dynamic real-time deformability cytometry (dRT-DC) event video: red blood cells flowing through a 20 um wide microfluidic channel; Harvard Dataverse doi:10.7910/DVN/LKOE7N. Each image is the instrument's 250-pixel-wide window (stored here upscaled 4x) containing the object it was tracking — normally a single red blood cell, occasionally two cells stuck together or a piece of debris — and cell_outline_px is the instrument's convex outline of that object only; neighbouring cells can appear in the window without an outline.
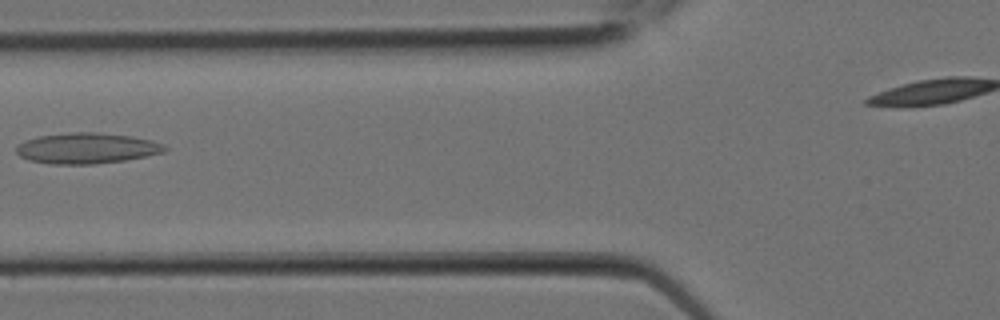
{"species": "Egyptian fruit bat (a non-hibernating species)", "species_latin": "Rousettus aegyptiacus", "temperature_condition": "room temperature", "stored_images_in_passage": 6, "camera_frame_rate_fps": 3000, "um_per_image_px": 0.085, "animal": {"sex": "female"}, "frame": {"image": 1, "passage_image": 4, "time_ms": 1.0, "image_size_px": [1000, 320], "cell_outline_px": [[168, 148], [164, 152], [124, 160], [92, 164], [48, 164], [28, 160], [20, 156], [16, 152], [16, 144], [24, 140], [40, 136], [72, 132], [100, 132], [132, 136], [152, 140], [164, 144]], "centroid_in_image_um": [7.35, 12.59], "position_along_channel_um": 118.5, "area_um2": 26.7}}
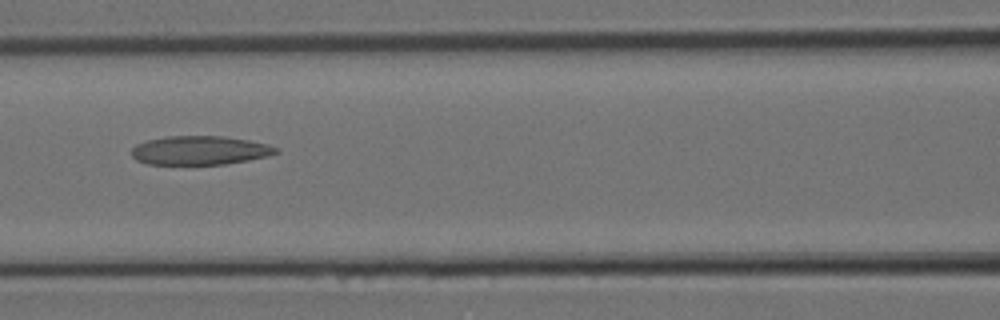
{"frame": {"image": 2, "passage_image": 5, "time_ms": 1.333, "image_size_px": [1000, 320], "cell_outline_px": [[280, 152], [268, 156], [248, 160], [224, 164], [148, 164], [136, 160], [132, 156], [132, 148], [136, 144], [148, 140], [168, 136], [224, 136], [248, 140], [268, 144], [280, 148]], "centroid_in_image_um": [17.02, 12.78], "position_along_channel_um": 149.6, "area_um2": 24.33}}
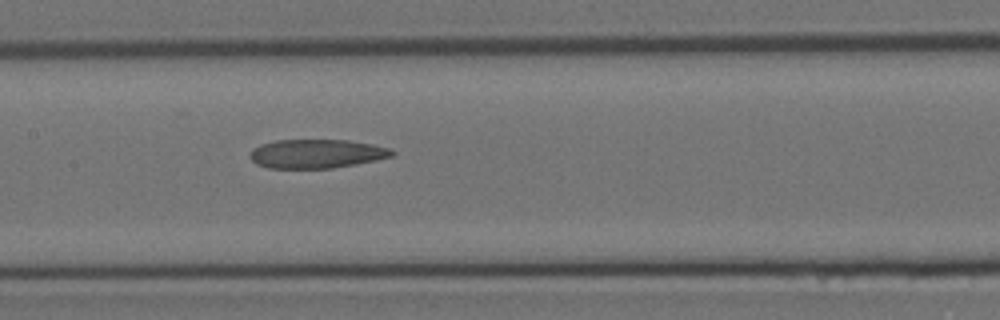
{"frame": {"image": 3, "passage_image": 6, "time_ms": 1.667, "image_size_px": [1000, 320], "cell_outline_px": [[396, 152], [392, 156], [376, 160], [356, 164], [332, 168], [268, 168], [256, 164], [248, 156], [252, 148], [260, 144], [276, 140], [348, 140], [372, 144], [392, 148]], "centroid_in_image_um": [26.9, 13.06], "position_along_channel_um": 180.5, "area_um2": 24.1}}